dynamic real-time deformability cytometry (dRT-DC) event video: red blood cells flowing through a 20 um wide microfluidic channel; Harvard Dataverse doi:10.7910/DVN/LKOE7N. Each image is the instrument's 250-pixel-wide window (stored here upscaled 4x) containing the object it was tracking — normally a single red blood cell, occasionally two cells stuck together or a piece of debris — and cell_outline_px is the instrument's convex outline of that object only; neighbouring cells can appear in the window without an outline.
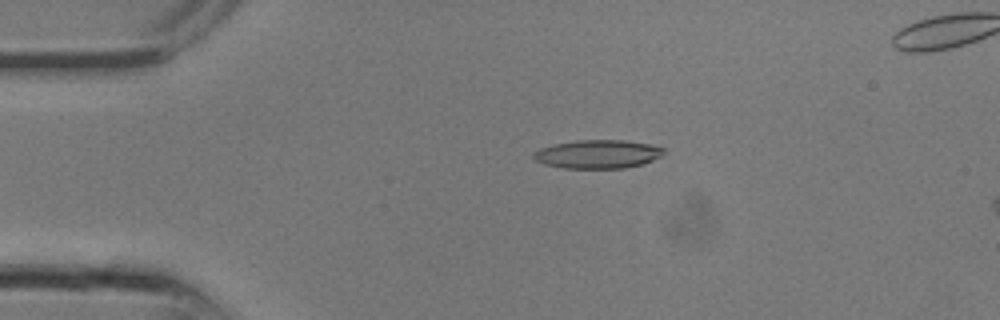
{"species": "common noctule bat (a hibernating species)", "species_latin": "Nyctalus noctula", "temperature_condition": "room temperature", "stored_images_in_passage": 10, "camera_frame_rate_fps": 3000, "um_per_image_px": 0.085, "animal": {"sex": "male", "body_mass_g": 13.3}, "frame": {"image": 1, "passage_image": 6, "time_ms": 1.667, "image_size_px": [1000, 320], "cell_outline_px": [[664, 152], [660, 156], [644, 164], [624, 168], [564, 168], [544, 164], [536, 160], [532, 156], [532, 152], [540, 148], [552, 144], [576, 140], [624, 140], [652, 144], [664, 148]], "centroid_in_image_um": [50.79, 13.09], "position_along_channel_um": 34.2, "area_um2": 21.79}}
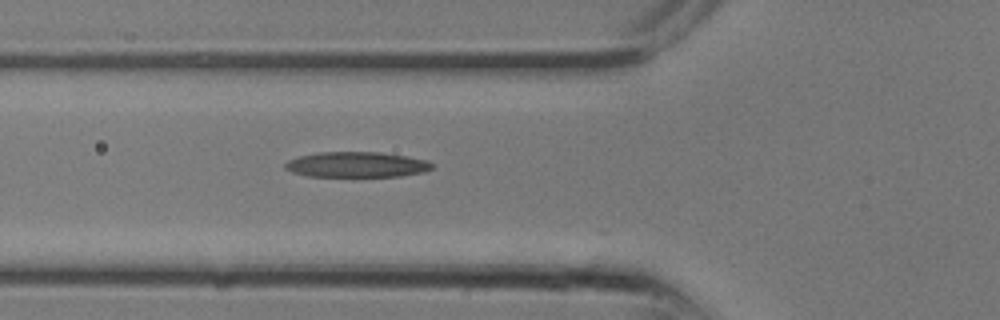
{"frame": {"image": 2, "passage_image": 10, "time_ms": 3.0, "image_size_px": [1000, 320], "cell_outline_px": [[432, 168], [424, 172], [400, 176], [308, 176], [292, 172], [284, 168], [284, 164], [288, 160], [300, 156], [320, 152], [380, 152], [408, 156], [428, 160], [432, 164]], "centroid_in_image_um": [30.32, 13.98], "position_along_channel_um": 95.5, "area_um2": 21.73}}